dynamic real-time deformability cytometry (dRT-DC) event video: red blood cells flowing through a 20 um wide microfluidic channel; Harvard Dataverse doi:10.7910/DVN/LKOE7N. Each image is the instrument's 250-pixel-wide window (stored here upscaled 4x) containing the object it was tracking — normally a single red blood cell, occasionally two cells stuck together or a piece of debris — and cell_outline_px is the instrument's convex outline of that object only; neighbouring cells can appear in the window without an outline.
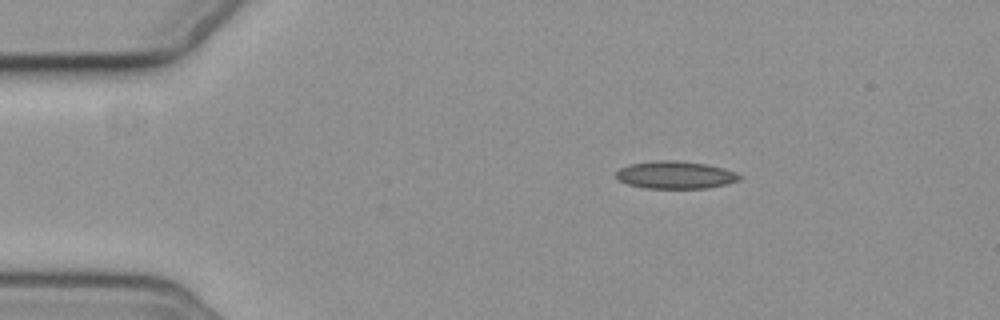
{"species": "common noctule bat (a hibernating species)", "species_latin": "Nyctalus noctula", "temperature_condition": "cold", "stored_images_in_passage": 3, "camera_frame_rate_fps": 3000, "um_per_image_px": 0.085, "animal": {"sex": "female", "body_mass_g": 19.3, "forearm_length_mm": 54.1}, "frame": {"image": 1, "passage_image": 1, "time_ms": 0.0, "image_size_px": [1000, 320], "cell_outline_px": [[740, 180], [708, 188], [644, 188], [628, 184], [620, 180], [616, 176], [616, 172], [620, 168], [628, 164], [652, 160], [676, 160], [704, 164], [724, 168], [736, 172], [740, 176]], "centroid_in_image_um": [57.38, 14.86], "position_along_channel_um": 27.6, "area_um2": 19.77}}